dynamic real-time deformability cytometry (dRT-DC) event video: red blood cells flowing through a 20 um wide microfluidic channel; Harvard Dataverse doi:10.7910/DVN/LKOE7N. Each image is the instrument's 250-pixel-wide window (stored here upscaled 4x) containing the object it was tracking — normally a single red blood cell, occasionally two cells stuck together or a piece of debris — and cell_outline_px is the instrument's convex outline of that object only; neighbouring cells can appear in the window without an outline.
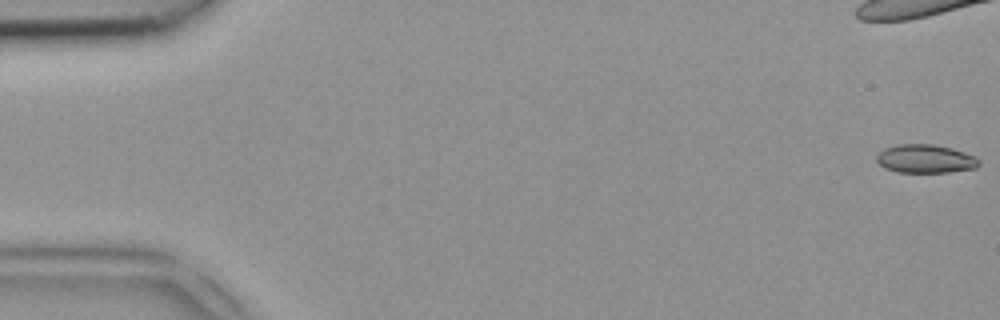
{"species": "common noctule bat (a hibernating species)", "species_latin": "Nyctalus noctula", "temperature_condition": "room temperature", "stored_images_in_passage": 23, "camera_frame_rate_fps": 3000, "um_per_image_px": 0.085, "animal": {"sex": "female", "body_mass_g": 18.4}, "frame": {"image": 1, "passage_image": 1, "time_ms": 0.0, "image_size_px": [1000, 320], "cell_outline_px": [[980, 164], [976, 168], [948, 172], [896, 172], [884, 168], [876, 160], [876, 156], [884, 148], [896, 144], [932, 144], [952, 148], [976, 156], [980, 160]], "centroid_in_image_um": [78.66, 13.49], "position_along_channel_um": 6.3, "area_um2": 17.11}}